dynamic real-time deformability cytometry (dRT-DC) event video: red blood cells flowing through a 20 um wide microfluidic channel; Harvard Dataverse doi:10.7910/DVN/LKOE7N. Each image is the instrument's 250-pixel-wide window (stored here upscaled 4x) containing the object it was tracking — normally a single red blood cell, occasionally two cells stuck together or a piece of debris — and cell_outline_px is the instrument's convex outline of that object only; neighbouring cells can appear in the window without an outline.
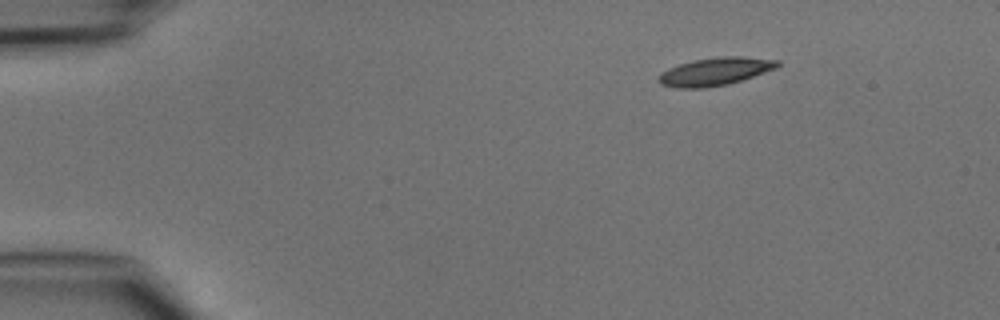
{"species": "common noctule bat (a hibernating species)", "species_latin": "Nyctalus noctula", "temperature_condition": "cold", "stored_images_in_passage": 7, "camera_frame_rate_fps": 3000, "um_per_image_px": 0.085, "animal": {"sex": "male", "body_mass_g": 15.6}, "frame": {"image": 1, "passage_image": 1, "time_ms": 0.0, "image_size_px": [1000, 320], "cell_outline_px": [[780, 64], [776, 68], [728, 84], [704, 88], [676, 88], [660, 84], [656, 80], [660, 72], [668, 68], [692, 60], [716, 56], [744, 56], [780, 60]], "centroid_in_image_um": [60.74, 6.07], "position_along_channel_um": 24.3, "area_um2": 19.48}}